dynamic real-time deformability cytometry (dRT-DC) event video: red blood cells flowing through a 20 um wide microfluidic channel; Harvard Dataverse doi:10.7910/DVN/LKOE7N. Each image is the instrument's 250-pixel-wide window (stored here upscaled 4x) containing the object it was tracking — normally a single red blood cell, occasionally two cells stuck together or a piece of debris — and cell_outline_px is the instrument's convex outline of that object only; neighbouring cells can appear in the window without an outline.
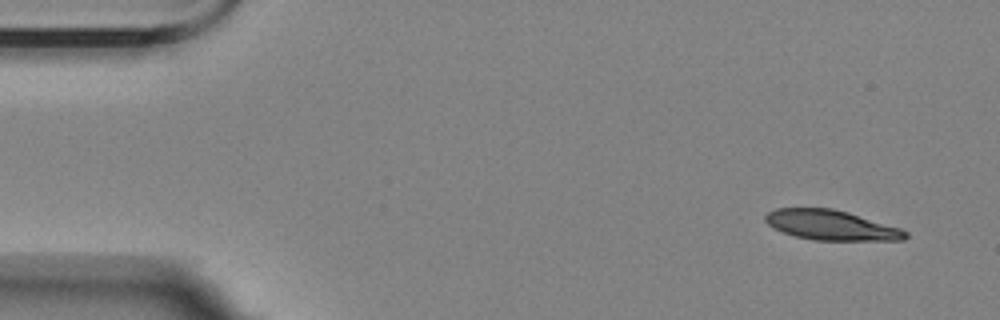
{"species": "Egyptian fruit bat (a non-hibernating species)", "species_latin": "Rousettus aegyptiacus", "temperature_condition": "room temperature", "stored_images_in_passage": 3, "segment_of_instrument_passage": [2, 2], "camera_frame_rate_fps": 3000, "um_per_image_px": 0.085, "animal": {"sex": "female"}, "frame": {"image": 1, "passage_image": 3, "time_ms": 2.333, "image_size_px": [1000, 320], "cell_outline_px": [[908, 236], [904, 240], [812, 240], [796, 236], [772, 228], [764, 220], [764, 216], [768, 212], [776, 208], [832, 208], [848, 212], [900, 228], [908, 232]], "centroid_in_image_um": [70.63, 19.13], "position_along_channel_um": 14.4, "area_um2": 24.39}}